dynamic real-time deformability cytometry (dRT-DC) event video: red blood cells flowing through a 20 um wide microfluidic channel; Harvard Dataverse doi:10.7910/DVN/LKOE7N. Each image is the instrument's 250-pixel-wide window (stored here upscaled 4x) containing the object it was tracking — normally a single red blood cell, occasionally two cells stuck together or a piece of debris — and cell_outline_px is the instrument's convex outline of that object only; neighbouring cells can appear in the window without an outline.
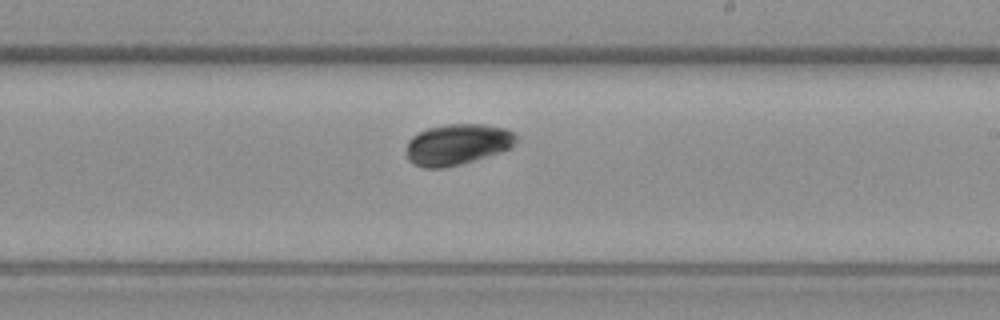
{"species": "common noctule bat (a hibernating species)", "species_latin": "Nyctalus noctula", "temperature_condition": "warm", "stored_images_in_passage": 8, "camera_frame_rate_fps": 3000, "um_per_image_px": 0.085, "animal": {"sex": "female", "body_mass_g": 19.3, "forearm_length_mm": 54.1}, "frame": {"image": 1, "passage_image": 8, "time_ms": 10.0, "image_size_px": [1000, 320], "cell_outline_px": [[516, 140], [512, 148], [500, 152], [460, 164], [444, 168], [424, 168], [412, 164], [408, 160], [408, 140], [412, 136], [428, 128], [444, 124], [484, 124], [504, 128], [516, 132]], "centroid_in_image_um": [38.89, 12.27], "position_along_channel_um": 250.1, "area_um2": 26.24}}